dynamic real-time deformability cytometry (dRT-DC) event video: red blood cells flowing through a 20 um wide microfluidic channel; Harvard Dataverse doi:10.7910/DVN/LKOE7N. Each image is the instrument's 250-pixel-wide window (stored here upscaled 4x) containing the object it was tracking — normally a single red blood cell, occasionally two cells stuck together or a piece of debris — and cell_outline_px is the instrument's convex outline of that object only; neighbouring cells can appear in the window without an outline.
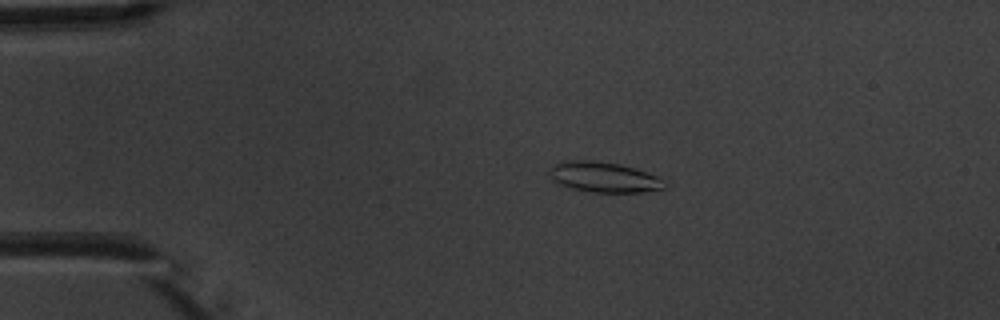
{"species": "common noctule bat (a hibernating species)", "species_latin": "Nyctalus noctula", "temperature_condition": "warm", "stored_images_in_passage": 5, "camera_frame_rate_fps": 3000, "um_per_image_px": 0.085, "animal": {"sex": "male", "body_mass_g": 20.1, "forearm_length_mm": 53.5}, "frame": {"image": 1, "passage_image": 2, "time_ms": 2.0, "image_size_px": [1000, 320], "cell_outline_px": [[664, 188], [640, 192], [592, 192], [572, 188], [556, 184], [552, 180], [552, 164], [560, 160], [592, 160], [620, 164], [636, 168], [656, 176], [664, 180]], "centroid_in_image_um": [51.29, 15.04], "position_along_channel_um": 33.7, "area_um2": 20.29}}
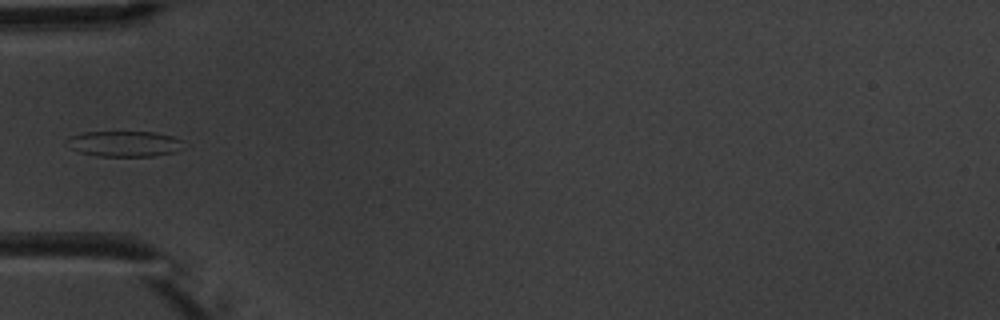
{"frame": {"image": 2, "passage_image": 4, "time_ms": 4.333, "image_size_px": [1000, 320], "cell_outline_px": [[184, 140], [176, 152], [152, 156], [96, 156], [80, 152], [68, 148], [64, 140], [72, 136], [84, 132], [156, 132], [172, 136]], "centroid_in_image_um": [10.53, 12.22], "position_along_channel_um": 74.5, "area_um2": 17.51}}